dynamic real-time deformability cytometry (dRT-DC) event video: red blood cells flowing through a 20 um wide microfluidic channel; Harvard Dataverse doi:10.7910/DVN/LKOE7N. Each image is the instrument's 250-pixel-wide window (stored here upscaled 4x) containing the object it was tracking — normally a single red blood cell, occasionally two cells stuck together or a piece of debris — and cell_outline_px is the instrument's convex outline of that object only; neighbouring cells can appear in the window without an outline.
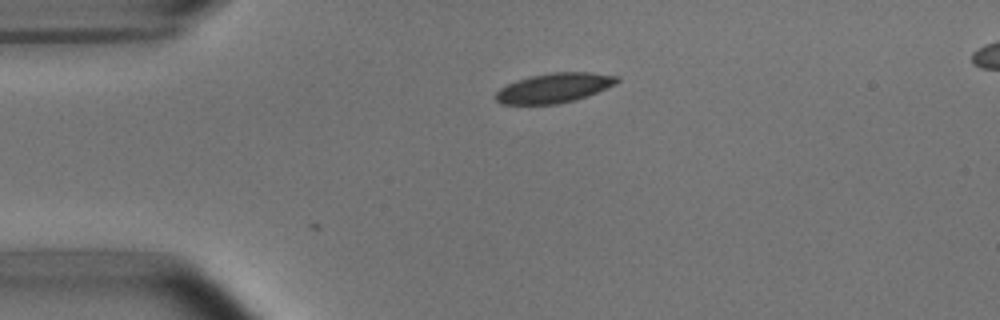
{"species": "common noctule bat (a hibernating species)", "species_latin": "Nyctalus noctula", "temperature_condition": "room temperature", "stored_images_in_passage": 5, "camera_frame_rate_fps": 3000, "um_per_image_px": 0.085, "animal": {"sex": "male", "body_mass_g": 15.6}, "frame": {"image": 1, "passage_image": 1, "time_ms": 0.0, "image_size_px": [1000, 320], "cell_outline_px": [[620, 80], [616, 84], [576, 100], [556, 104], [500, 104], [496, 100], [496, 92], [500, 88], [516, 80], [532, 76], [552, 72], [592, 72], [620, 76]], "centroid_in_image_um": [47.13, 7.47], "position_along_channel_um": 37.9, "area_um2": 20.92}}